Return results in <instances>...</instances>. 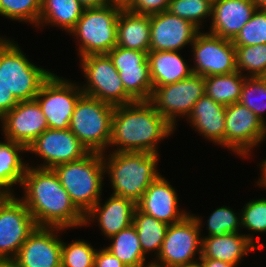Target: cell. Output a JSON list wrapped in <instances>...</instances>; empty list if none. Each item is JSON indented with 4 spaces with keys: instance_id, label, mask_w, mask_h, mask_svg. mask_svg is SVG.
<instances>
[{
    "instance_id": "5b68a950",
    "label": "cell",
    "mask_w": 266,
    "mask_h": 267,
    "mask_svg": "<svg viewBox=\"0 0 266 267\" xmlns=\"http://www.w3.org/2000/svg\"><path fill=\"white\" fill-rule=\"evenodd\" d=\"M51 74L31 62L14 39L0 36V81L18 101L35 99Z\"/></svg>"
},
{
    "instance_id": "bcb514c9",
    "label": "cell",
    "mask_w": 266,
    "mask_h": 267,
    "mask_svg": "<svg viewBox=\"0 0 266 267\" xmlns=\"http://www.w3.org/2000/svg\"><path fill=\"white\" fill-rule=\"evenodd\" d=\"M132 0H108L109 3L126 8Z\"/></svg>"
},
{
    "instance_id": "f35d334b",
    "label": "cell",
    "mask_w": 266,
    "mask_h": 267,
    "mask_svg": "<svg viewBox=\"0 0 266 267\" xmlns=\"http://www.w3.org/2000/svg\"><path fill=\"white\" fill-rule=\"evenodd\" d=\"M234 46H249L266 43V9H256L232 40Z\"/></svg>"
},
{
    "instance_id": "d6a6232c",
    "label": "cell",
    "mask_w": 266,
    "mask_h": 267,
    "mask_svg": "<svg viewBox=\"0 0 266 267\" xmlns=\"http://www.w3.org/2000/svg\"><path fill=\"white\" fill-rule=\"evenodd\" d=\"M241 227L245 228L248 232L245 233L247 238L257 247L258 252L259 248L265 247V244H259V235L254 236L255 233H266V198L252 199L249 202L245 203L241 209ZM254 233V234H253Z\"/></svg>"
},
{
    "instance_id": "ac0fdd59",
    "label": "cell",
    "mask_w": 266,
    "mask_h": 267,
    "mask_svg": "<svg viewBox=\"0 0 266 267\" xmlns=\"http://www.w3.org/2000/svg\"><path fill=\"white\" fill-rule=\"evenodd\" d=\"M0 123L4 139L23 144L26 148L48 129L46 118L35 99L19 101L0 119Z\"/></svg>"
},
{
    "instance_id": "7402d4cb",
    "label": "cell",
    "mask_w": 266,
    "mask_h": 267,
    "mask_svg": "<svg viewBox=\"0 0 266 267\" xmlns=\"http://www.w3.org/2000/svg\"><path fill=\"white\" fill-rule=\"evenodd\" d=\"M257 7L252 0H213L210 31L215 36L233 40Z\"/></svg>"
},
{
    "instance_id": "4316f807",
    "label": "cell",
    "mask_w": 266,
    "mask_h": 267,
    "mask_svg": "<svg viewBox=\"0 0 266 267\" xmlns=\"http://www.w3.org/2000/svg\"><path fill=\"white\" fill-rule=\"evenodd\" d=\"M27 148L20 143L4 139L0 141V194H14L15 185H22L28 163L21 154Z\"/></svg>"
},
{
    "instance_id": "f6af8a7d",
    "label": "cell",
    "mask_w": 266,
    "mask_h": 267,
    "mask_svg": "<svg viewBox=\"0 0 266 267\" xmlns=\"http://www.w3.org/2000/svg\"><path fill=\"white\" fill-rule=\"evenodd\" d=\"M261 169V176L258 178V181H256L257 186L259 185V188L266 189V159H263L262 162L258 163Z\"/></svg>"
},
{
    "instance_id": "44dd1931",
    "label": "cell",
    "mask_w": 266,
    "mask_h": 267,
    "mask_svg": "<svg viewBox=\"0 0 266 267\" xmlns=\"http://www.w3.org/2000/svg\"><path fill=\"white\" fill-rule=\"evenodd\" d=\"M102 198L84 215V225L98 222L101 234L107 239L133 224L136 203L128 198L110 195L101 203Z\"/></svg>"
},
{
    "instance_id": "52a82bcc",
    "label": "cell",
    "mask_w": 266,
    "mask_h": 267,
    "mask_svg": "<svg viewBox=\"0 0 266 267\" xmlns=\"http://www.w3.org/2000/svg\"><path fill=\"white\" fill-rule=\"evenodd\" d=\"M114 109L84 94L76 102L69 129L89 152L105 153L109 149Z\"/></svg>"
},
{
    "instance_id": "f546056e",
    "label": "cell",
    "mask_w": 266,
    "mask_h": 267,
    "mask_svg": "<svg viewBox=\"0 0 266 267\" xmlns=\"http://www.w3.org/2000/svg\"><path fill=\"white\" fill-rule=\"evenodd\" d=\"M133 225L136 228L142 252L154 253L155 258L159 255L168 224L155 219L154 217L141 212L137 207L133 215Z\"/></svg>"
},
{
    "instance_id": "836d02e7",
    "label": "cell",
    "mask_w": 266,
    "mask_h": 267,
    "mask_svg": "<svg viewBox=\"0 0 266 267\" xmlns=\"http://www.w3.org/2000/svg\"><path fill=\"white\" fill-rule=\"evenodd\" d=\"M213 0H171L167 11L192 22L200 30L207 17L212 18Z\"/></svg>"
},
{
    "instance_id": "e575fe53",
    "label": "cell",
    "mask_w": 266,
    "mask_h": 267,
    "mask_svg": "<svg viewBox=\"0 0 266 267\" xmlns=\"http://www.w3.org/2000/svg\"><path fill=\"white\" fill-rule=\"evenodd\" d=\"M41 0H0V16L37 27Z\"/></svg>"
},
{
    "instance_id": "60d3db41",
    "label": "cell",
    "mask_w": 266,
    "mask_h": 267,
    "mask_svg": "<svg viewBox=\"0 0 266 267\" xmlns=\"http://www.w3.org/2000/svg\"><path fill=\"white\" fill-rule=\"evenodd\" d=\"M94 267H127L121 260L115 257L108 249H97Z\"/></svg>"
},
{
    "instance_id": "83f0119b",
    "label": "cell",
    "mask_w": 266,
    "mask_h": 267,
    "mask_svg": "<svg viewBox=\"0 0 266 267\" xmlns=\"http://www.w3.org/2000/svg\"><path fill=\"white\" fill-rule=\"evenodd\" d=\"M84 11L78 0H41V14L37 28L54 26L67 34Z\"/></svg>"
},
{
    "instance_id": "1f68e13d",
    "label": "cell",
    "mask_w": 266,
    "mask_h": 267,
    "mask_svg": "<svg viewBox=\"0 0 266 267\" xmlns=\"http://www.w3.org/2000/svg\"><path fill=\"white\" fill-rule=\"evenodd\" d=\"M235 49L238 72L245 77H261L266 74V43L235 46Z\"/></svg>"
},
{
    "instance_id": "7a4b0ae2",
    "label": "cell",
    "mask_w": 266,
    "mask_h": 267,
    "mask_svg": "<svg viewBox=\"0 0 266 267\" xmlns=\"http://www.w3.org/2000/svg\"><path fill=\"white\" fill-rule=\"evenodd\" d=\"M175 130L150 101L117 105L112 116L109 147L113 148L112 152L159 154L158 143L173 135Z\"/></svg>"
},
{
    "instance_id": "d6986e66",
    "label": "cell",
    "mask_w": 266,
    "mask_h": 267,
    "mask_svg": "<svg viewBox=\"0 0 266 267\" xmlns=\"http://www.w3.org/2000/svg\"><path fill=\"white\" fill-rule=\"evenodd\" d=\"M202 30L168 11L150 15L149 51H180Z\"/></svg>"
},
{
    "instance_id": "2e32d148",
    "label": "cell",
    "mask_w": 266,
    "mask_h": 267,
    "mask_svg": "<svg viewBox=\"0 0 266 267\" xmlns=\"http://www.w3.org/2000/svg\"><path fill=\"white\" fill-rule=\"evenodd\" d=\"M107 54L119 72L125 91L135 101H150L154 88L150 79L148 53L115 46Z\"/></svg>"
},
{
    "instance_id": "ffe728a7",
    "label": "cell",
    "mask_w": 266,
    "mask_h": 267,
    "mask_svg": "<svg viewBox=\"0 0 266 267\" xmlns=\"http://www.w3.org/2000/svg\"><path fill=\"white\" fill-rule=\"evenodd\" d=\"M160 175L153 181L136 207L145 214L162 221L168 225L182 221L191 212L181 210L176 189Z\"/></svg>"
},
{
    "instance_id": "4dcf8cb0",
    "label": "cell",
    "mask_w": 266,
    "mask_h": 267,
    "mask_svg": "<svg viewBox=\"0 0 266 267\" xmlns=\"http://www.w3.org/2000/svg\"><path fill=\"white\" fill-rule=\"evenodd\" d=\"M246 78L238 71L205 77V94L224 106L239 102Z\"/></svg>"
},
{
    "instance_id": "277c9868",
    "label": "cell",
    "mask_w": 266,
    "mask_h": 267,
    "mask_svg": "<svg viewBox=\"0 0 266 267\" xmlns=\"http://www.w3.org/2000/svg\"><path fill=\"white\" fill-rule=\"evenodd\" d=\"M53 170L84 215L101 199L105 185L103 153L90 152L80 160L57 165Z\"/></svg>"
},
{
    "instance_id": "b9f144b4",
    "label": "cell",
    "mask_w": 266,
    "mask_h": 267,
    "mask_svg": "<svg viewBox=\"0 0 266 267\" xmlns=\"http://www.w3.org/2000/svg\"><path fill=\"white\" fill-rule=\"evenodd\" d=\"M18 102L19 101L0 81V119L10 110H12L18 104Z\"/></svg>"
},
{
    "instance_id": "7bdbcfd3",
    "label": "cell",
    "mask_w": 266,
    "mask_h": 267,
    "mask_svg": "<svg viewBox=\"0 0 266 267\" xmlns=\"http://www.w3.org/2000/svg\"><path fill=\"white\" fill-rule=\"evenodd\" d=\"M204 267H238L240 264H230L217 259L200 258L199 260Z\"/></svg>"
},
{
    "instance_id": "3957f363",
    "label": "cell",
    "mask_w": 266,
    "mask_h": 267,
    "mask_svg": "<svg viewBox=\"0 0 266 267\" xmlns=\"http://www.w3.org/2000/svg\"><path fill=\"white\" fill-rule=\"evenodd\" d=\"M103 153L105 175L110 178L112 195L137 203L150 184L161 174L157 164L160 154L147 152ZM108 156V157H107Z\"/></svg>"
},
{
    "instance_id": "8fae6325",
    "label": "cell",
    "mask_w": 266,
    "mask_h": 267,
    "mask_svg": "<svg viewBox=\"0 0 266 267\" xmlns=\"http://www.w3.org/2000/svg\"><path fill=\"white\" fill-rule=\"evenodd\" d=\"M72 82L52 72L35 97L46 118L48 128L69 129L76 102L83 95L80 84Z\"/></svg>"
},
{
    "instance_id": "f1b7e54d",
    "label": "cell",
    "mask_w": 266,
    "mask_h": 267,
    "mask_svg": "<svg viewBox=\"0 0 266 267\" xmlns=\"http://www.w3.org/2000/svg\"><path fill=\"white\" fill-rule=\"evenodd\" d=\"M108 240H111V243L105 248L127 267H151L152 262H146L147 257L142 252L139 237L133 224Z\"/></svg>"
},
{
    "instance_id": "8d00e7d4",
    "label": "cell",
    "mask_w": 266,
    "mask_h": 267,
    "mask_svg": "<svg viewBox=\"0 0 266 267\" xmlns=\"http://www.w3.org/2000/svg\"><path fill=\"white\" fill-rule=\"evenodd\" d=\"M239 103L250 109L263 123L266 111V85L260 77H247L242 87Z\"/></svg>"
},
{
    "instance_id": "681fc988",
    "label": "cell",
    "mask_w": 266,
    "mask_h": 267,
    "mask_svg": "<svg viewBox=\"0 0 266 267\" xmlns=\"http://www.w3.org/2000/svg\"><path fill=\"white\" fill-rule=\"evenodd\" d=\"M185 267H204L203 264L199 261L197 263H194V264H190V265H187Z\"/></svg>"
},
{
    "instance_id": "4fadbf2b",
    "label": "cell",
    "mask_w": 266,
    "mask_h": 267,
    "mask_svg": "<svg viewBox=\"0 0 266 267\" xmlns=\"http://www.w3.org/2000/svg\"><path fill=\"white\" fill-rule=\"evenodd\" d=\"M266 140V124L239 102L226 106L225 148L234 155L249 158L252 150Z\"/></svg>"
},
{
    "instance_id": "d4e9b609",
    "label": "cell",
    "mask_w": 266,
    "mask_h": 267,
    "mask_svg": "<svg viewBox=\"0 0 266 267\" xmlns=\"http://www.w3.org/2000/svg\"><path fill=\"white\" fill-rule=\"evenodd\" d=\"M180 51H149V73L153 88L188 78L192 73Z\"/></svg>"
},
{
    "instance_id": "7dc6e473",
    "label": "cell",
    "mask_w": 266,
    "mask_h": 267,
    "mask_svg": "<svg viewBox=\"0 0 266 267\" xmlns=\"http://www.w3.org/2000/svg\"><path fill=\"white\" fill-rule=\"evenodd\" d=\"M0 267H19L13 260H0Z\"/></svg>"
},
{
    "instance_id": "7c38bea8",
    "label": "cell",
    "mask_w": 266,
    "mask_h": 267,
    "mask_svg": "<svg viewBox=\"0 0 266 267\" xmlns=\"http://www.w3.org/2000/svg\"><path fill=\"white\" fill-rule=\"evenodd\" d=\"M36 227L20 198L0 194V260H13Z\"/></svg>"
},
{
    "instance_id": "ab89813d",
    "label": "cell",
    "mask_w": 266,
    "mask_h": 267,
    "mask_svg": "<svg viewBox=\"0 0 266 267\" xmlns=\"http://www.w3.org/2000/svg\"><path fill=\"white\" fill-rule=\"evenodd\" d=\"M171 0H132L126 7L135 14L152 15L167 11Z\"/></svg>"
},
{
    "instance_id": "c3c4849f",
    "label": "cell",
    "mask_w": 266,
    "mask_h": 267,
    "mask_svg": "<svg viewBox=\"0 0 266 267\" xmlns=\"http://www.w3.org/2000/svg\"><path fill=\"white\" fill-rule=\"evenodd\" d=\"M257 9H266V0H252Z\"/></svg>"
},
{
    "instance_id": "ee69618b",
    "label": "cell",
    "mask_w": 266,
    "mask_h": 267,
    "mask_svg": "<svg viewBox=\"0 0 266 267\" xmlns=\"http://www.w3.org/2000/svg\"><path fill=\"white\" fill-rule=\"evenodd\" d=\"M84 9L99 8L108 4V0H78Z\"/></svg>"
},
{
    "instance_id": "74e56055",
    "label": "cell",
    "mask_w": 266,
    "mask_h": 267,
    "mask_svg": "<svg viewBox=\"0 0 266 267\" xmlns=\"http://www.w3.org/2000/svg\"><path fill=\"white\" fill-rule=\"evenodd\" d=\"M207 236H224L227 233L240 232L241 213L235 212L229 206L215 209L206 221Z\"/></svg>"
},
{
    "instance_id": "cb8c5ba5",
    "label": "cell",
    "mask_w": 266,
    "mask_h": 267,
    "mask_svg": "<svg viewBox=\"0 0 266 267\" xmlns=\"http://www.w3.org/2000/svg\"><path fill=\"white\" fill-rule=\"evenodd\" d=\"M202 237V255L200 258L221 260L230 264H239L249 252L257 247L241 232L227 233L224 236Z\"/></svg>"
},
{
    "instance_id": "ba28073f",
    "label": "cell",
    "mask_w": 266,
    "mask_h": 267,
    "mask_svg": "<svg viewBox=\"0 0 266 267\" xmlns=\"http://www.w3.org/2000/svg\"><path fill=\"white\" fill-rule=\"evenodd\" d=\"M202 218L190 213L182 221L169 225L159 255L151 260V267H185L199 262L202 255L201 228H204Z\"/></svg>"
},
{
    "instance_id": "6da1fadb",
    "label": "cell",
    "mask_w": 266,
    "mask_h": 267,
    "mask_svg": "<svg viewBox=\"0 0 266 267\" xmlns=\"http://www.w3.org/2000/svg\"><path fill=\"white\" fill-rule=\"evenodd\" d=\"M20 199L31 213L37 227L81 228L84 214L71 201L53 169L27 166L20 186Z\"/></svg>"
},
{
    "instance_id": "8992f818",
    "label": "cell",
    "mask_w": 266,
    "mask_h": 267,
    "mask_svg": "<svg viewBox=\"0 0 266 267\" xmlns=\"http://www.w3.org/2000/svg\"><path fill=\"white\" fill-rule=\"evenodd\" d=\"M122 8L108 3L99 8L84 9L82 16L69 32V35L77 40L78 58L107 54L116 46L118 15Z\"/></svg>"
},
{
    "instance_id": "484cf974",
    "label": "cell",
    "mask_w": 266,
    "mask_h": 267,
    "mask_svg": "<svg viewBox=\"0 0 266 267\" xmlns=\"http://www.w3.org/2000/svg\"><path fill=\"white\" fill-rule=\"evenodd\" d=\"M116 46L148 53L150 15L135 14L122 8L118 15Z\"/></svg>"
},
{
    "instance_id": "e0dca14e",
    "label": "cell",
    "mask_w": 266,
    "mask_h": 267,
    "mask_svg": "<svg viewBox=\"0 0 266 267\" xmlns=\"http://www.w3.org/2000/svg\"><path fill=\"white\" fill-rule=\"evenodd\" d=\"M57 227H36L13 261L19 267H61L62 240ZM60 236V237H59Z\"/></svg>"
},
{
    "instance_id": "9c48e42d",
    "label": "cell",
    "mask_w": 266,
    "mask_h": 267,
    "mask_svg": "<svg viewBox=\"0 0 266 267\" xmlns=\"http://www.w3.org/2000/svg\"><path fill=\"white\" fill-rule=\"evenodd\" d=\"M86 83L80 88L84 95L113 106L135 102L125 91L119 72L108 54H93L79 58Z\"/></svg>"
},
{
    "instance_id": "5bb4252c",
    "label": "cell",
    "mask_w": 266,
    "mask_h": 267,
    "mask_svg": "<svg viewBox=\"0 0 266 267\" xmlns=\"http://www.w3.org/2000/svg\"><path fill=\"white\" fill-rule=\"evenodd\" d=\"M191 49L194 74L208 77L237 71L236 49L232 40L200 31Z\"/></svg>"
},
{
    "instance_id": "603a6c76",
    "label": "cell",
    "mask_w": 266,
    "mask_h": 267,
    "mask_svg": "<svg viewBox=\"0 0 266 267\" xmlns=\"http://www.w3.org/2000/svg\"><path fill=\"white\" fill-rule=\"evenodd\" d=\"M225 112L226 106L216 103L206 94L194 105L186 118L206 141L225 148Z\"/></svg>"
},
{
    "instance_id": "9a60e30c",
    "label": "cell",
    "mask_w": 266,
    "mask_h": 267,
    "mask_svg": "<svg viewBox=\"0 0 266 267\" xmlns=\"http://www.w3.org/2000/svg\"><path fill=\"white\" fill-rule=\"evenodd\" d=\"M28 152L44 160L34 167L45 169H53L57 165L80 160L90 153L70 129L51 128L32 142L27 148Z\"/></svg>"
},
{
    "instance_id": "30bf717a",
    "label": "cell",
    "mask_w": 266,
    "mask_h": 267,
    "mask_svg": "<svg viewBox=\"0 0 266 267\" xmlns=\"http://www.w3.org/2000/svg\"><path fill=\"white\" fill-rule=\"evenodd\" d=\"M205 77L192 73L188 78L153 90L150 102L176 129L177 118H187L195 103L205 95Z\"/></svg>"
},
{
    "instance_id": "f907efd6",
    "label": "cell",
    "mask_w": 266,
    "mask_h": 267,
    "mask_svg": "<svg viewBox=\"0 0 266 267\" xmlns=\"http://www.w3.org/2000/svg\"><path fill=\"white\" fill-rule=\"evenodd\" d=\"M260 78L263 80L264 84L266 85V74H264V75L261 76Z\"/></svg>"
},
{
    "instance_id": "d590c367",
    "label": "cell",
    "mask_w": 266,
    "mask_h": 267,
    "mask_svg": "<svg viewBox=\"0 0 266 267\" xmlns=\"http://www.w3.org/2000/svg\"><path fill=\"white\" fill-rule=\"evenodd\" d=\"M96 252L97 249L84 239L71 243L62 240L61 267H94Z\"/></svg>"
}]
</instances>
